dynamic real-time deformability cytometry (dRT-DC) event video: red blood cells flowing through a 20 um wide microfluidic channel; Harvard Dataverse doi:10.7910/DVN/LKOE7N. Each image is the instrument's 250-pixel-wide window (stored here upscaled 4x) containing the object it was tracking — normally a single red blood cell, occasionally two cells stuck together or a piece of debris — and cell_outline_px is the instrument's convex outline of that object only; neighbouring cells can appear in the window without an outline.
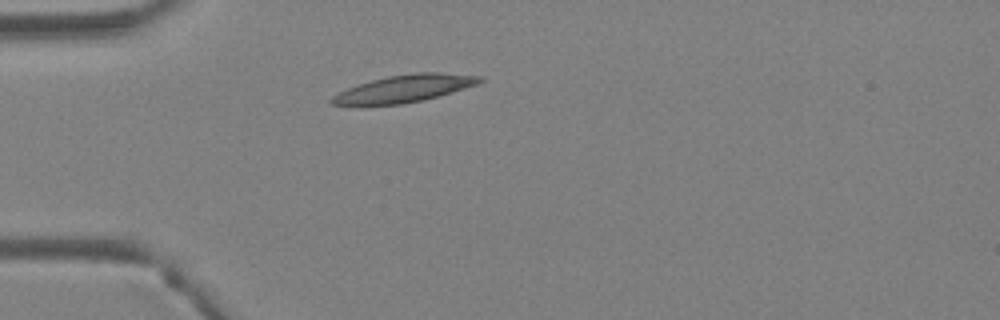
{"species": "Egyptian fruit bat (a non-hibernating species)", "species_latin": "Rousettus aegyptiacus", "temperature_condition": "warm", "stored_images_in_passage": 1, "camera_frame_rate_fps": 3000, "um_per_image_px": 0.085, "animal": {"sex": "female"}, "frame": {"image": 1, "passage_image": 1, "time_ms": 0.0, "image_size_px": [1000, 320], "cell_outline_px": [[484, 80], [476, 84], [452, 92], [420, 100], [400, 104], [332, 104], [328, 100], [332, 96], [348, 88], [372, 80], [388, 76], [416, 72], [440, 72], [480, 76]], "centroid_in_image_um": [34.39, 7.51], "position_along_channel_um": 50.6, "area_um2": 22.83}}